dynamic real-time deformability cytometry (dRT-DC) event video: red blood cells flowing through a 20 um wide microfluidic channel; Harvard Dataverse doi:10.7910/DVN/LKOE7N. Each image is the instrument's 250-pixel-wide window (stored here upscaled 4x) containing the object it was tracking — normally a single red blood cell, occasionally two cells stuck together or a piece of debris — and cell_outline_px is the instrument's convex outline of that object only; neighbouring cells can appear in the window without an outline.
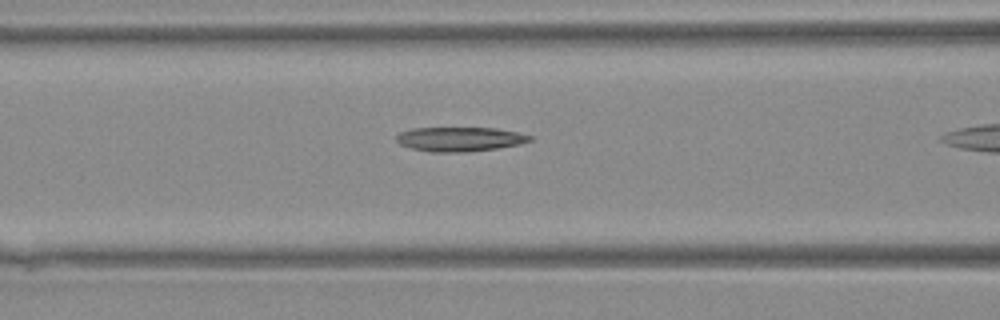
{"species": "Egyptian fruit bat (a non-hibernating species)", "species_latin": "Rousettus aegyptiacus", "temperature_condition": "warm", "stored_images_in_passage": 10, "camera_frame_rate_fps": 3000, "um_per_image_px": 0.085, "animal": {"sex": "female"}, "frame": {"image": 1, "passage_image": 7, "time_ms": 2.0, "image_size_px": [1000, 320], "cell_outline_px": [[532, 140], [520, 144], [496, 148], [464, 152], [432, 152], [412, 148], [400, 144], [396, 140], [396, 136], [400, 132], [412, 128], [496, 128], [516, 132], [532, 136]], "centroid_in_image_um": [39.07, 11.82], "position_along_channel_um": 127.5, "area_um2": 18.79}}
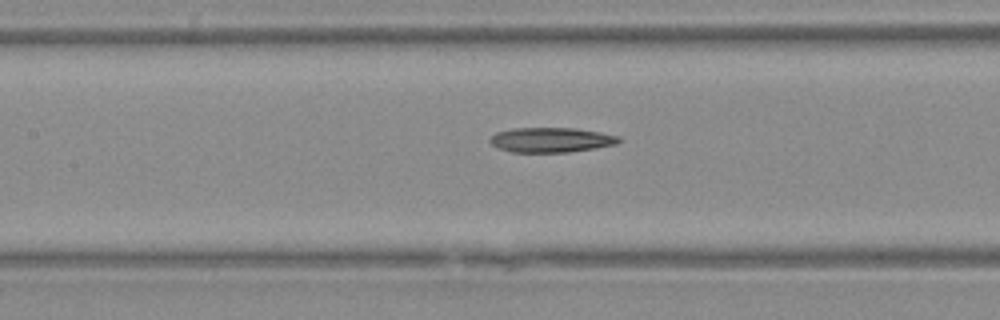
{"frame": {"image": 2, "passage_image": 9, "time_ms": 2.667, "image_size_px": [1000, 320], "cell_outline_px": [[624, 140], [616, 144], [596, 148], [568, 152], [512, 152], [500, 148], [492, 144], [488, 140], [496, 132], [512, 128], [576, 128], [600, 132], [620, 136]], "centroid_in_image_um": [46.89, 11.88], "position_along_channel_um": 160.5, "area_um2": 18.73}}